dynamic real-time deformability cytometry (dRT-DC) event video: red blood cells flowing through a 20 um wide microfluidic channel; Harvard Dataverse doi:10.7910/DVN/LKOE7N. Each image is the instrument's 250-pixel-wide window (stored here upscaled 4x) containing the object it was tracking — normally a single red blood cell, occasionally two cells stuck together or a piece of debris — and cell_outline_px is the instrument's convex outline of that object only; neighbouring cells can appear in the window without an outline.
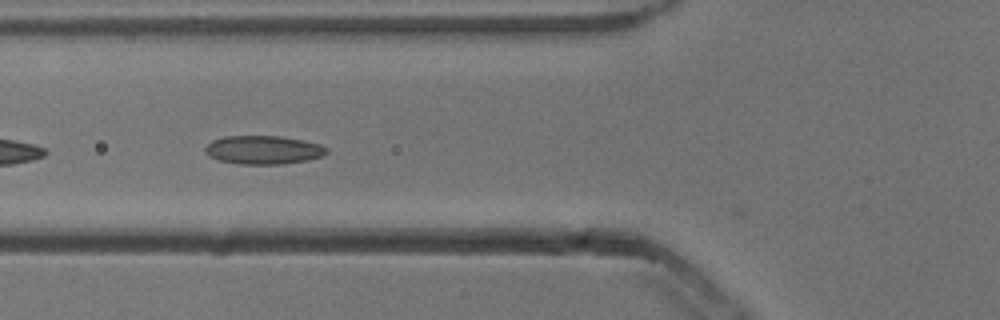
{"species": "common noctule bat (a hibernating species)", "species_latin": "Nyctalus noctula", "temperature_condition": "cold", "stored_images_in_passage": 34, "camera_frame_rate_fps": 3000, "um_per_image_px": 0.085, "animal": {"sex": "male", "body_mass_g": 13.3}, "frame": {"image": 1, "passage_image": 20, "time_ms": 6.333, "image_size_px": [1000, 320], "cell_outline_px": [[328, 152], [324, 156], [308, 160], [280, 164], [240, 164], [220, 160], [208, 156], [204, 152], [204, 148], [212, 140], [224, 136], [280, 136], [304, 140], [320, 144], [328, 148]], "centroid_in_image_um": [22.4, 12.74], "position_along_channel_um": 103.4, "area_um2": 20.35}}